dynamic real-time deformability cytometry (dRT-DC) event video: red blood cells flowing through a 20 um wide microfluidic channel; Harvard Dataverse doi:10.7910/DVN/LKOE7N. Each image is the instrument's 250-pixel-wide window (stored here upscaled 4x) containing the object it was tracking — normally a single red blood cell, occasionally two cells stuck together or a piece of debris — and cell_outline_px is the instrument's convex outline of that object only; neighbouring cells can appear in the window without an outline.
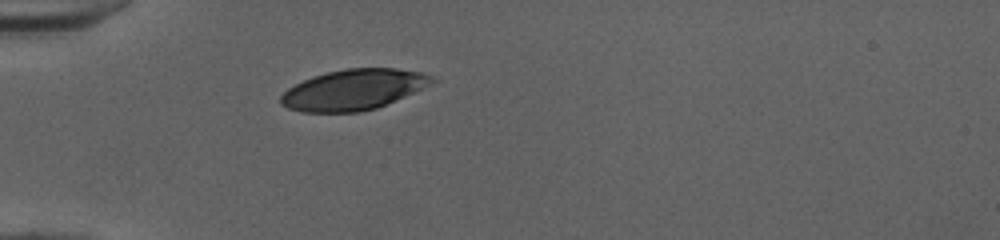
{"species": "human", "species_latin": "Homo sapiens", "temperature_condition": "cold", "stored_images_in_passage": 36, "camera_frame_rate_fps": 3000, "um_per_image_px": 0.085, "donor": {"sex": "female"}, "frame": {"image": 1, "passage_image": 1, "time_ms": 0.0, "image_size_px": [1000, 240], "cell_outline_px": [[436, 80], [424, 88], [376, 108], [360, 112], [300, 112], [288, 108], [280, 104], [280, 96], [288, 88], [312, 76], [328, 72], [348, 68], [396, 68], [420, 72], [432, 76]], "centroid_in_image_um": [30.03, 7.62], "position_along_channel_um": 55.0, "area_um2": 35.6}}
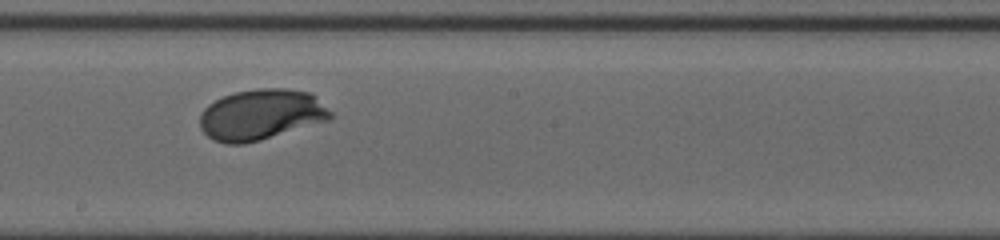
{"frame": {"image": 2, "passage_image": 15, "time_ms": 4.667, "image_size_px": [1000, 240], "cell_outline_px": [[332, 116], [328, 120], [260, 140], [244, 144], [224, 144], [212, 140], [200, 128], [200, 112], [208, 104], [224, 96], [236, 92], [256, 88], [288, 88], [308, 92], [332, 112]], "centroid_in_image_um": [22.14, 9.75], "position_along_channel_um": 226.1, "area_um2": 38.44}}
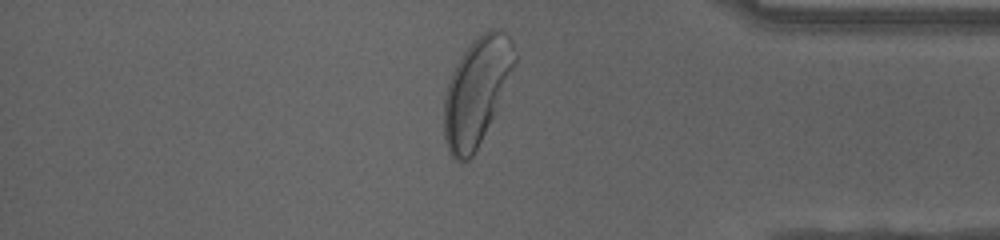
{"frame": {"image": 3, "passage_image": 29, "time_ms": 9.333, "image_size_px": [1000, 240], "cell_outline_px": [[516, 60], [492, 116], [472, 156], [464, 164], [456, 160], [452, 156], [444, 140], [444, 96], [452, 72], [456, 64], [472, 40], [480, 32], [488, 28], [500, 28], [512, 40], [516, 56]], "centroid_in_image_um": [40.48, 7.71], "position_along_channel_um": 394.7, "area_um2": 43.23}, "authors_computed_cell_mechanics": {"area_um2": 38.4659, "velocity_mm_per_s": 3.9815, "shape_relaxation_time_tau1_ms": 2.7731, "shape_relaxation_time_tau2_ms": null, "deformation_change_tau1": 0.1671, "deformation_change_tau2": null}}